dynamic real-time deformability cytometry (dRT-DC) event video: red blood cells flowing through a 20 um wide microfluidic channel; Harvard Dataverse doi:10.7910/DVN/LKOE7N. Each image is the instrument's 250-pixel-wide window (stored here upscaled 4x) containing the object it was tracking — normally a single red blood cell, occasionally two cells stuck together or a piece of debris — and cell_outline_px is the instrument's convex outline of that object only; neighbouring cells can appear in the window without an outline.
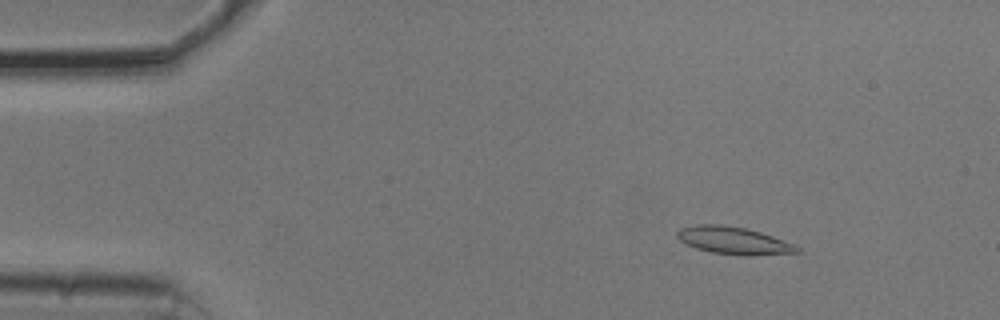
{"species": "common noctule bat (a hibernating species)", "species_latin": "Nyctalus noctula", "temperature_condition": "cold", "stored_images_in_passage": 53, "camera_frame_rate_fps": 3000, "um_per_image_px": 0.085, "animal": {"sex": "male", "body_mass_g": 20.5, "forearm_length_mm": 52.5}, "frame": {"image": 1, "passage_image": 7, "time_ms": 2.0, "image_size_px": [1000, 320], "cell_outline_px": [[800, 252], [752, 256], [748, 256], [712, 252], [696, 248], [680, 240], [676, 236], [676, 232], [680, 228], [696, 224], [720, 224], [744, 228], [760, 232], [796, 244], [800, 248]], "centroid_in_image_um": [62.38, 20.44], "position_along_channel_um": 22.6, "area_um2": 19.13}}
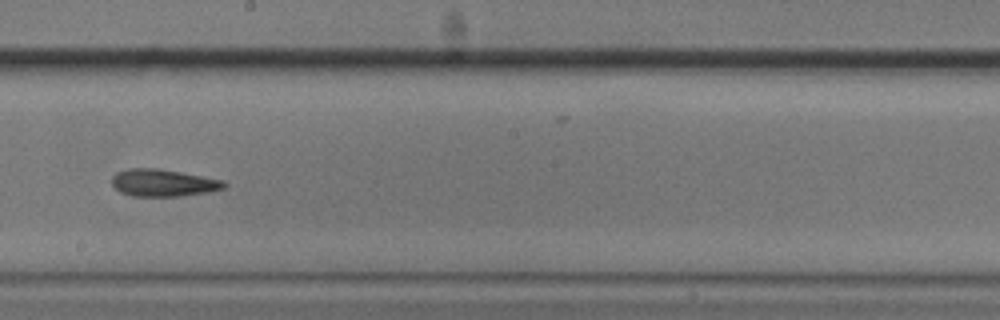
{"frame": {"image": 2, "passage_image": 30, "time_ms": 9.667, "image_size_px": [1000, 320], "cell_outline_px": [[228, 184], [224, 188], [208, 192], [180, 196], [132, 196], [120, 192], [112, 184], [112, 176], [116, 172], [128, 168], [156, 168], [180, 172], [224, 180]], "centroid_in_image_um": [13.86, 15.54], "position_along_channel_um": 234.3, "area_um2": 17.8}}
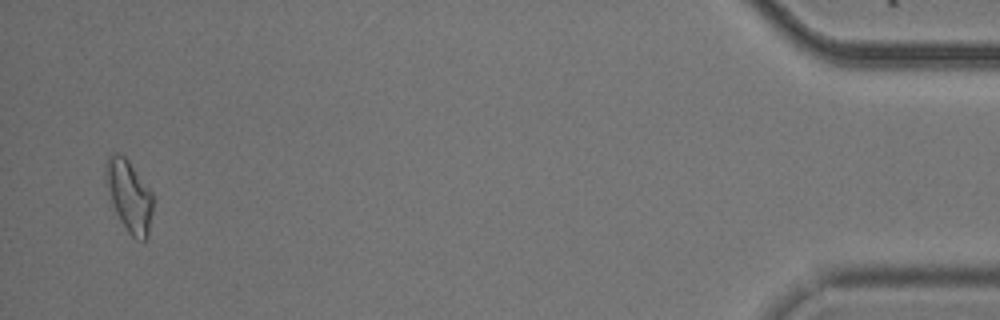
{"frame": {"image": 3, "passage_image": 52, "time_ms": 17.0, "image_size_px": [1000, 320], "cell_outline_px": [[152, 212], [148, 236], [144, 240], [136, 240], [128, 232], [120, 220], [112, 204], [104, 168], [104, 164], [108, 156], [112, 152], [120, 152], [128, 160], [152, 192]], "centroid_in_image_um": [10.97, 16.62], "position_along_channel_um": 424.2, "area_um2": 19.54}, "authors_computed_cell_mechanics": {"area_um2": 17.8024, "velocity_mm_per_s": 3.7327, "shape_relaxation_time_tau1_ms": null, "shape_relaxation_time_tau2_ms": 4.8218, "deformation_change_tau1": null, "deformation_change_tau2": 0.1306}}